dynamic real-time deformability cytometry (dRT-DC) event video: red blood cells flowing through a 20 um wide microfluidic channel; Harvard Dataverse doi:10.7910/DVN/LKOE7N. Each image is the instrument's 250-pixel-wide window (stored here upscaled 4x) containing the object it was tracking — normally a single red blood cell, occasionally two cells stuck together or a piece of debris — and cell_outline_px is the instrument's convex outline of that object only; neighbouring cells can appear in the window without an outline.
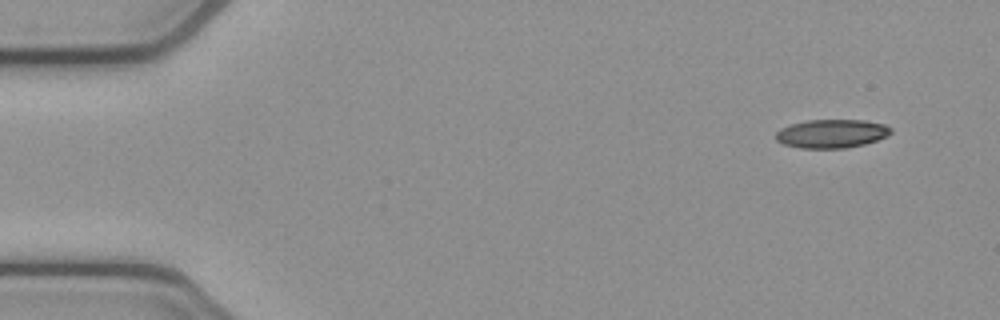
{"species": "common noctule bat (a hibernating species)", "species_latin": "Nyctalus noctula", "temperature_condition": "cold", "stored_images_in_passage": 4, "camera_frame_rate_fps": 3000, "um_per_image_px": 0.085, "animal": {"sex": "female", "body_mass_g": 21.9}, "frame": {"image": 1, "passage_image": 1, "time_ms": 0.0, "image_size_px": [1000, 320], "cell_outline_px": [[892, 132], [888, 136], [864, 144], [844, 148], [800, 148], [784, 144], [776, 140], [776, 132], [780, 128], [804, 120], [864, 120], [884, 124], [892, 128]], "centroid_in_image_um": [70.69, 11.35], "position_along_channel_um": 14.3, "area_um2": 19.19}}
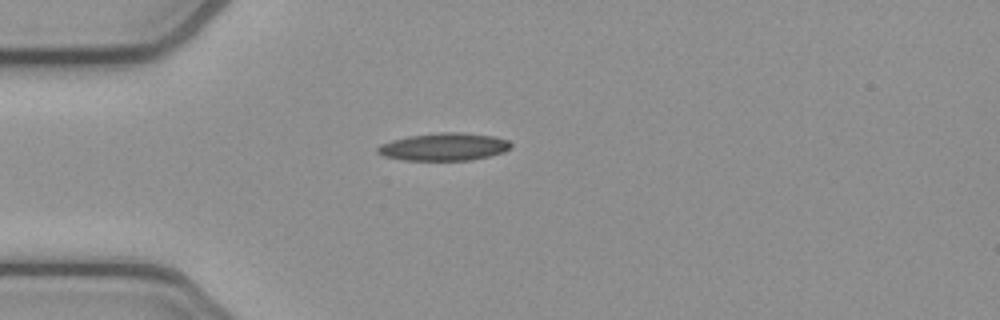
{"frame": {"image": 2, "passage_image": 3, "time_ms": 0.667, "image_size_px": [1000, 320], "cell_outline_px": [[512, 148], [504, 152], [488, 156], [468, 160], [404, 160], [384, 156], [376, 152], [376, 148], [380, 144], [392, 140], [408, 136], [440, 132], [464, 132], [496, 136], [508, 140], [512, 144]], "centroid_in_image_um": [37.76, 12.47], "position_along_channel_um": 47.2, "area_um2": 21.62}}